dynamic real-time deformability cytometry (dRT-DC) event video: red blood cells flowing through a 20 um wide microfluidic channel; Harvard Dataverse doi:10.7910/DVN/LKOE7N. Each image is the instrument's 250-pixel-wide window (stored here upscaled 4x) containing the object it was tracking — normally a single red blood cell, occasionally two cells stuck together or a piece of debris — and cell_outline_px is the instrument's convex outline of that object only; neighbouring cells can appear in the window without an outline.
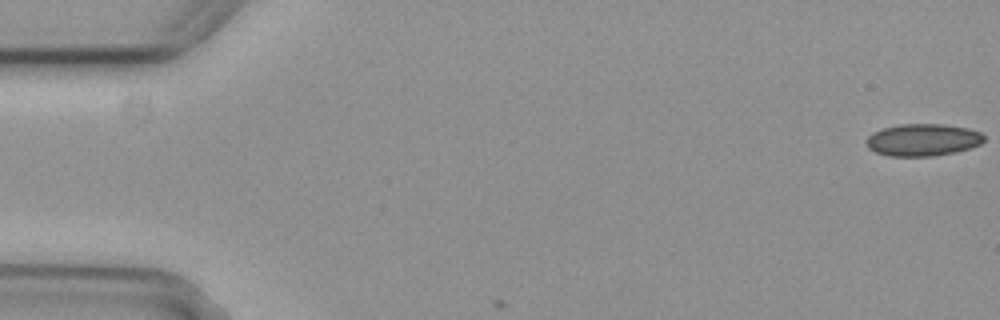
{"species": "common noctule bat (a hibernating species)", "species_latin": "Nyctalus noctula", "temperature_condition": "cold", "stored_images_in_passage": 3, "camera_frame_rate_fps": 3000, "um_per_image_px": 0.085, "animal": {"sex": "female", "body_mass_g": 29.2, "forearm_length_mm": 56.3}, "frame": {"image": 1, "passage_image": 1, "time_ms": 0.0, "image_size_px": [1000, 320], "cell_outline_px": [[984, 140], [980, 144], [956, 152], [932, 156], [888, 156], [876, 152], [868, 148], [868, 136], [872, 132], [884, 128], [900, 124], [944, 124], [968, 128], [980, 132], [984, 136]], "centroid_in_image_um": [78.45, 11.89], "position_along_channel_um": 6.6, "area_um2": 21.96}}